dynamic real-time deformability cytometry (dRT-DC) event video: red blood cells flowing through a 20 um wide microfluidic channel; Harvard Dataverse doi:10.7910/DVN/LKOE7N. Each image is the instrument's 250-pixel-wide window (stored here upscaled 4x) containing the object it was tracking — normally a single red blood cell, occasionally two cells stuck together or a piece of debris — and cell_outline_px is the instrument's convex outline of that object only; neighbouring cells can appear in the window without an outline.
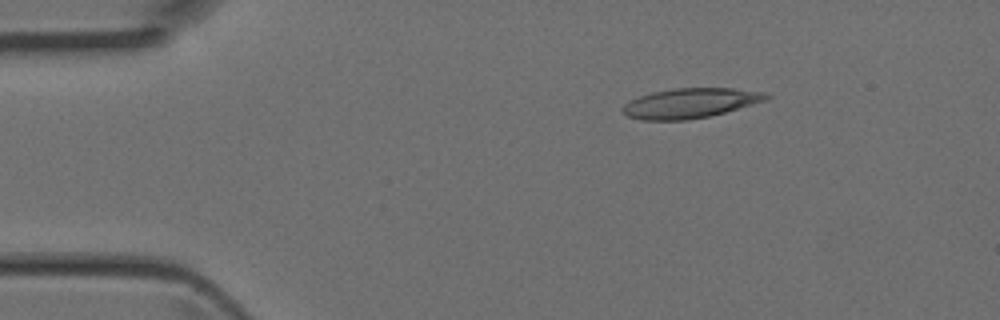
{"species": "Egyptian fruit bat (a non-hibernating species)", "species_latin": "Rousettus aegyptiacus", "temperature_condition": "room temperature", "stored_images_in_passage": 5, "camera_frame_rate_fps": 3000, "um_per_image_px": 0.085, "animal": {"sex": "female"}, "frame": {"image": 1, "passage_image": 2, "time_ms": 0.333, "image_size_px": [1000, 320], "cell_outline_px": [[772, 96], [764, 100], [724, 112], [708, 116], [688, 120], [644, 120], [628, 116], [620, 108], [628, 100], [652, 92], [672, 88], [732, 88], [768, 92]], "centroid_in_image_um": [58.64, 8.75], "position_along_channel_um": 26.4, "area_um2": 24.85}}
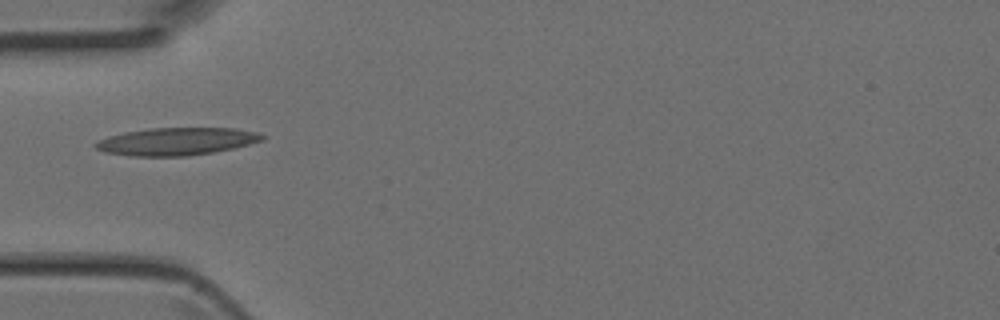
{"frame": {"image": 2, "passage_image": 4, "time_ms": 1.0, "image_size_px": [1000, 320], "cell_outline_px": [[264, 140], [232, 148], [212, 152], [188, 156], [128, 156], [104, 152], [96, 148], [92, 144], [96, 140], [108, 136], [124, 132], [148, 128], [236, 128], [256, 132], [264, 136]], "centroid_in_image_um": [14.93, 12.02], "position_along_channel_um": 70.1, "area_um2": 26.88}}
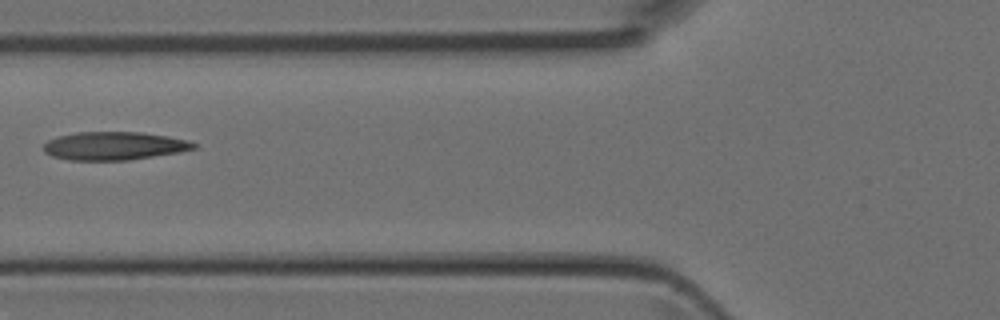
{"frame": {"image": 3, "passage_image": 5, "time_ms": 1.333, "image_size_px": [1000, 320], "cell_outline_px": [[196, 148], [180, 152], [128, 160], [72, 160], [52, 156], [44, 152], [44, 144], [48, 140], [56, 136], [76, 132], [140, 132], [168, 136], [188, 140], [196, 144]], "centroid_in_image_um": [9.69, 12.39], "position_along_channel_um": 116.1, "area_um2": 24.68}}